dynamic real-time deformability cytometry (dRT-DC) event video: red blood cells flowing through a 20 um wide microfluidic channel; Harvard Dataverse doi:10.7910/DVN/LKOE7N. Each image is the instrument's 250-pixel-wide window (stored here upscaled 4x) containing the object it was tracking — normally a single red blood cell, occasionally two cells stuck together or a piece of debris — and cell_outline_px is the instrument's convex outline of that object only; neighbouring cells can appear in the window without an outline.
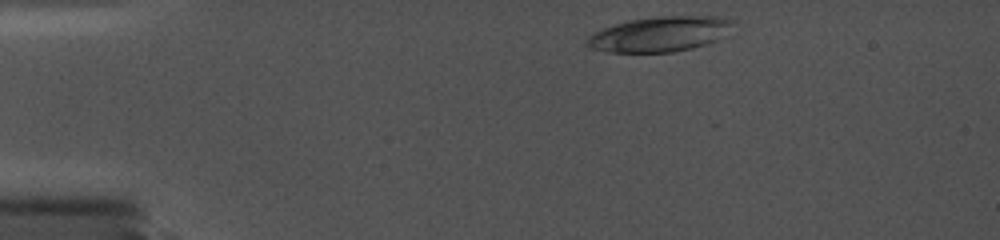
{"species": "common noctule bat (a hibernating species)", "species_latin": "Nyctalus noctula", "temperature_condition": "cold", "stored_images_in_passage": 16, "camera_frame_rate_fps": 5000, "um_per_image_px": 0.085, "animal": {"sex": "female", "body_mass_g": 19.0, "forearm_length_mm": 56.7}, "frame": {"image": 1, "passage_image": 1, "time_ms": 0.0, "image_size_px": [1000, 240], "cell_outline_px": [[724, 20], [712, 40], [704, 44], [692, 48], [676, 52], [608, 52], [592, 48], [588, 44], [588, 40], [596, 32], [604, 28], [628, 20], [656, 16], [712, 16]], "centroid_in_image_um": [55.82, 2.92], "position_along_channel_um": 29.2, "area_um2": 27.8}}
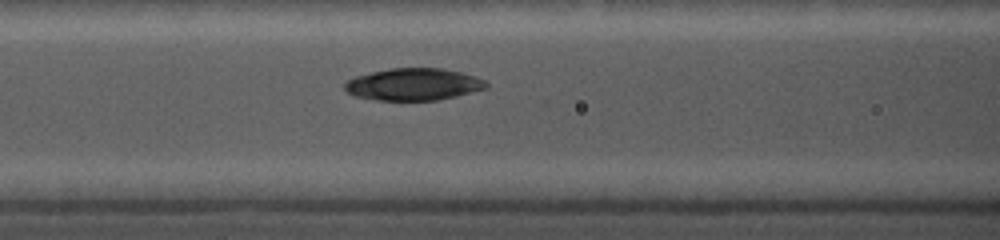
{"frame": {"image": 2, "passage_image": 13, "time_ms": 4.8, "image_size_px": [1000, 240], "cell_outline_px": [[488, 88], [440, 100], [376, 100], [356, 96], [348, 92], [344, 88], [344, 84], [348, 80], [356, 76], [372, 72], [392, 68], [444, 68], [476, 76], [484, 80], [488, 84]], "centroid_in_image_um": [35.18, 7.17], "position_along_channel_um": 131.4, "area_um2": 26.41}}
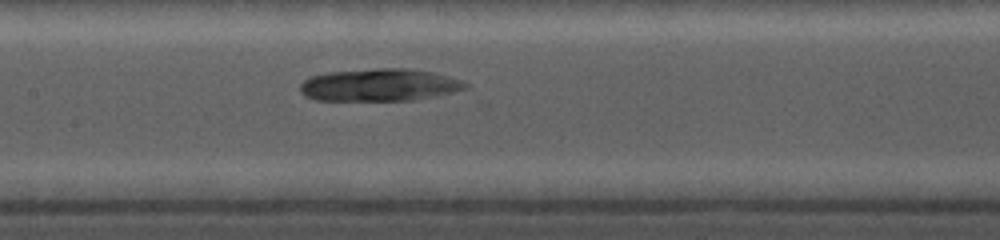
{"frame": {"image": 3, "passage_image": 16, "time_ms": 6.0, "image_size_px": [1000, 240], "cell_outline_px": [[468, 88], [452, 92], [416, 100], [316, 100], [304, 96], [300, 92], [300, 84], [304, 80], [312, 76], [328, 72], [376, 68], [408, 68], [432, 72], [464, 80], [468, 84]], "centroid_in_image_um": [32.26, 7.22], "position_along_channel_um": 175.1, "area_um2": 31.33}}